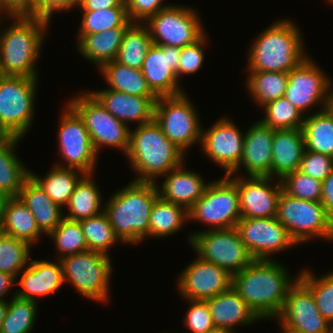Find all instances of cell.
I'll return each instance as SVG.
<instances>
[{"mask_svg":"<svg viewBox=\"0 0 333 333\" xmlns=\"http://www.w3.org/2000/svg\"><path fill=\"white\" fill-rule=\"evenodd\" d=\"M299 275L291 277L289 270L279 261L254 260L233 275L232 287L260 320H275Z\"/></svg>","mask_w":333,"mask_h":333,"instance_id":"obj_1","label":"cell"},{"mask_svg":"<svg viewBox=\"0 0 333 333\" xmlns=\"http://www.w3.org/2000/svg\"><path fill=\"white\" fill-rule=\"evenodd\" d=\"M6 19L14 22L0 30L4 76L38 78L37 63L50 22L30 15L0 16V25Z\"/></svg>","mask_w":333,"mask_h":333,"instance_id":"obj_2","label":"cell"},{"mask_svg":"<svg viewBox=\"0 0 333 333\" xmlns=\"http://www.w3.org/2000/svg\"><path fill=\"white\" fill-rule=\"evenodd\" d=\"M135 127L130 129L125 154L136 173L133 181L156 183L186 161V154L164 135L155 120Z\"/></svg>","mask_w":333,"mask_h":333,"instance_id":"obj_3","label":"cell"},{"mask_svg":"<svg viewBox=\"0 0 333 333\" xmlns=\"http://www.w3.org/2000/svg\"><path fill=\"white\" fill-rule=\"evenodd\" d=\"M159 197L155 183L130 181L104 204L115 235L124 244H139L149 238L150 212Z\"/></svg>","mask_w":333,"mask_h":333,"instance_id":"obj_4","label":"cell"},{"mask_svg":"<svg viewBox=\"0 0 333 333\" xmlns=\"http://www.w3.org/2000/svg\"><path fill=\"white\" fill-rule=\"evenodd\" d=\"M280 19L253 39L245 71L289 72L307 57L300 28Z\"/></svg>","mask_w":333,"mask_h":333,"instance_id":"obj_5","label":"cell"},{"mask_svg":"<svg viewBox=\"0 0 333 333\" xmlns=\"http://www.w3.org/2000/svg\"><path fill=\"white\" fill-rule=\"evenodd\" d=\"M60 262L64 283H70L87 299L109 302L113 270L110 256L88 250L66 256Z\"/></svg>","mask_w":333,"mask_h":333,"instance_id":"obj_6","label":"cell"},{"mask_svg":"<svg viewBox=\"0 0 333 333\" xmlns=\"http://www.w3.org/2000/svg\"><path fill=\"white\" fill-rule=\"evenodd\" d=\"M276 218L297 245L315 237L333 241V221L327 216L322 202L301 200L282 190Z\"/></svg>","mask_w":333,"mask_h":333,"instance_id":"obj_7","label":"cell"},{"mask_svg":"<svg viewBox=\"0 0 333 333\" xmlns=\"http://www.w3.org/2000/svg\"><path fill=\"white\" fill-rule=\"evenodd\" d=\"M38 78L3 76L0 79V125L11 137L24 138L35 116Z\"/></svg>","mask_w":333,"mask_h":333,"instance_id":"obj_8","label":"cell"},{"mask_svg":"<svg viewBox=\"0 0 333 333\" xmlns=\"http://www.w3.org/2000/svg\"><path fill=\"white\" fill-rule=\"evenodd\" d=\"M188 236L191 249L205 261L229 271H242L254 261L236 227L193 231Z\"/></svg>","mask_w":333,"mask_h":333,"instance_id":"obj_9","label":"cell"},{"mask_svg":"<svg viewBox=\"0 0 333 333\" xmlns=\"http://www.w3.org/2000/svg\"><path fill=\"white\" fill-rule=\"evenodd\" d=\"M67 103L82 118L97 155L104 146L119 149L123 155L126 154L130 126L109 113L89 91L80 92Z\"/></svg>","mask_w":333,"mask_h":333,"instance_id":"obj_10","label":"cell"},{"mask_svg":"<svg viewBox=\"0 0 333 333\" xmlns=\"http://www.w3.org/2000/svg\"><path fill=\"white\" fill-rule=\"evenodd\" d=\"M154 120L164 135L185 154L201 142L202 124L191 99L182 93L176 96L158 97L155 102Z\"/></svg>","mask_w":333,"mask_h":333,"instance_id":"obj_11","label":"cell"},{"mask_svg":"<svg viewBox=\"0 0 333 333\" xmlns=\"http://www.w3.org/2000/svg\"><path fill=\"white\" fill-rule=\"evenodd\" d=\"M188 222H202L211 229L236 227L242 218L236 183L224 177L210 181L203 196L188 210Z\"/></svg>","mask_w":333,"mask_h":333,"instance_id":"obj_12","label":"cell"},{"mask_svg":"<svg viewBox=\"0 0 333 333\" xmlns=\"http://www.w3.org/2000/svg\"><path fill=\"white\" fill-rule=\"evenodd\" d=\"M199 15L191 6L174 3L149 17L144 24L154 45L183 48L206 32Z\"/></svg>","mask_w":333,"mask_h":333,"instance_id":"obj_13","label":"cell"},{"mask_svg":"<svg viewBox=\"0 0 333 333\" xmlns=\"http://www.w3.org/2000/svg\"><path fill=\"white\" fill-rule=\"evenodd\" d=\"M58 128V153L63 162L54 165L94 174L98 155L95 152L86 126L79 114L67 103ZM65 162V164H64Z\"/></svg>","mask_w":333,"mask_h":333,"instance_id":"obj_14","label":"cell"},{"mask_svg":"<svg viewBox=\"0 0 333 333\" xmlns=\"http://www.w3.org/2000/svg\"><path fill=\"white\" fill-rule=\"evenodd\" d=\"M330 81V76L311 57H307L288 72L284 97L304 116L315 105H319L318 110L323 111L327 105Z\"/></svg>","mask_w":333,"mask_h":333,"instance_id":"obj_15","label":"cell"},{"mask_svg":"<svg viewBox=\"0 0 333 333\" xmlns=\"http://www.w3.org/2000/svg\"><path fill=\"white\" fill-rule=\"evenodd\" d=\"M236 229L254 260L272 261L273 254L297 245L276 217L241 218Z\"/></svg>","mask_w":333,"mask_h":333,"instance_id":"obj_16","label":"cell"},{"mask_svg":"<svg viewBox=\"0 0 333 333\" xmlns=\"http://www.w3.org/2000/svg\"><path fill=\"white\" fill-rule=\"evenodd\" d=\"M276 321L281 329L300 333H333V325L321 315L311 290L300 279L289 289Z\"/></svg>","mask_w":333,"mask_h":333,"instance_id":"obj_17","label":"cell"},{"mask_svg":"<svg viewBox=\"0 0 333 333\" xmlns=\"http://www.w3.org/2000/svg\"><path fill=\"white\" fill-rule=\"evenodd\" d=\"M245 133L229 117L220 118L208 129L202 127L200 147L211 161L231 174L240 164Z\"/></svg>","mask_w":333,"mask_h":333,"instance_id":"obj_18","label":"cell"},{"mask_svg":"<svg viewBox=\"0 0 333 333\" xmlns=\"http://www.w3.org/2000/svg\"><path fill=\"white\" fill-rule=\"evenodd\" d=\"M228 176L237 185L242 218L276 217L282 191L280 179L270 176H243V174Z\"/></svg>","mask_w":333,"mask_h":333,"instance_id":"obj_19","label":"cell"},{"mask_svg":"<svg viewBox=\"0 0 333 333\" xmlns=\"http://www.w3.org/2000/svg\"><path fill=\"white\" fill-rule=\"evenodd\" d=\"M196 256L177 276V289L185 300H207L232 288L229 271Z\"/></svg>","mask_w":333,"mask_h":333,"instance_id":"obj_20","label":"cell"},{"mask_svg":"<svg viewBox=\"0 0 333 333\" xmlns=\"http://www.w3.org/2000/svg\"><path fill=\"white\" fill-rule=\"evenodd\" d=\"M181 48L152 45L145 56L141 72L151 91L157 97L176 96L184 93L178 80Z\"/></svg>","mask_w":333,"mask_h":333,"instance_id":"obj_21","label":"cell"},{"mask_svg":"<svg viewBox=\"0 0 333 333\" xmlns=\"http://www.w3.org/2000/svg\"><path fill=\"white\" fill-rule=\"evenodd\" d=\"M244 136L243 155L239 166L229 175L246 171L245 176H270L272 161V141L274 129L260 120L247 128Z\"/></svg>","mask_w":333,"mask_h":333,"instance_id":"obj_22","label":"cell"},{"mask_svg":"<svg viewBox=\"0 0 333 333\" xmlns=\"http://www.w3.org/2000/svg\"><path fill=\"white\" fill-rule=\"evenodd\" d=\"M18 277L20 279L16 284L21 289L16 291V296L34 302L38 301V297L54 294L65 284L60 260L31 259Z\"/></svg>","mask_w":333,"mask_h":333,"instance_id":"obj_23","label":"cell"},{"mask_svg":"<svg viewBox=\"0 0 333 333\" xmlns=\"http://www.w3.org/2000/svg\"><path fill=\"white\" fill-rule=\"evenodd\" d=\"M103 107L121 122L137 126L154 120L155 102L158 97H140L111 89L89 91Z\"/></svg>","mask_w":333,"mask_h":333,"instance_id":"obj_24","label":"cell"},{"mask_svg":"<svg viewBox=\"0 0 333 333\" xmlns=\"http://www.w3.org/2000/svg\"><path fill=\"white\" fill-rule=\"evenodd\" d=\"M185 162L168 172L164 181L155 183L159 197L189 210L204 194L209 183L197 172L185 168Z\"/></svg>","mask_w":333,"mask_h":333,"instance_id":"obj_25","label":"cell"},{"mask_svg":"<svg viewBox=\"0 0 333 333\" xmlns=\"http://www.w3.org/2000/svg\"><path fill=\"white\" fill-rule=\"evenodd\" d=\"M206 301L215 328L235 333L237 325L250 326L260 320L233 287Z\"/></svg>","mask_w":333,"mask_h":333,"instance_id":"obj_26","label":"cell"},{"mask_svg":"<svg viewBox=\"0 0 333 333\" xmlns=\"http://www.w3.org/2000/svg\"><path fill=\"white\" fill-rule=\"evenodd\" d=\"M304 152L302 128L274 130L271 177L281 179L286 174L299 170Z\"/></svg>","mask_w":333,"mask_h":333,"instance_id":"obj_27","label":"cell"},{"mask_svg":"<svg viewBox=\"0 0 333 333\" xmlns=\"http://www.w3.org/2000/svg\"><path fill=\"white\" fill-rule=\"evenodd\" d=\"M128 20L122 27L77 36V50L80 55L100 69L114 61L121 46L126 29L132 24Z\"/></svg>","mask_w":333,"mask_h":333,"instance_id":"obj_28","label":"cell"},{"mask_svg":"<svg viewBox=\"0 0 333 333\" xmlns=\"http://www.w3.org/2000/svg\"><path fill=\"white\" fill-rule=\"evenodd\" d=\"M33 214L40 231L49 235L64 219V211L55 204L40 185L29 176L18 196Z\"/></svg>","mask_w":333,"mask_h":333,"instance_id":"obj_29","label":"cell"},{"mask_svg":"<svg viewBox=\"0 0 333 333\" xmlns=\"http://www.w3.org/2000/svg\"><path fill=\"white\" fill-rule=\"evenodd\" d=\"M0 231L25 241L32 247L43 234L33 214L19 197L6 198L0 218Z\"/></svg>","mask_w":333,"mask_h":333,"instance_id":"obj_30","label":"cell"},{"mask_svg":"<svg viewBox=\"0 0 333 333\" xmlns=\"http://www.w3.org/2000/svg\"><path fill=\"white\" fill-rule=\"evenodd\" d=\"M22 139L11 137L0 144V193L7 198L18 197L24 181L30 176V169L15 150Z\"/></svg>","mask_w":333,"mask_h":333,"instance_id":"obj_31","label":"cell"},{"mask_svg":"<svg viewBox=\"0 0 333 333\" xmlns=\"http://www.w3.org/2000/svg\"><path fill=\"white\" fill-rule=\"evenodd\" d=\"M92 176L93 174H85L76 184L65 207L67 208V214L64 213L65 219L79 222L104 211L102 193Z\"/></svg>","mask_w":333,"mask_h":333,"instance_id":"obj_32","label":"cell"},{"mask_svg":"<svg viewBox=\"0 0 333 333\" xmlns=\"http://www.w3.org/2000/svg\"><path fill=\"white\" fill-rule=\"evenodd\" d=\"M99 71L108 84V89L133 96L157 97L149 88L147 80L139 69L111 61L104 64Z\"/></svg>","mask_w":333,"mask_h":333,"instance_id":"obj_33","label":"cell"},{"mask_svg":"<svg viewBox=\"0 0 333 333\" xmlns=\"http://www.w3.org/2000/svg\"><path fill=\"white\" fill-rule=\"evenodd\" d=\"M45 177H39L30 169V176L40 185L50 199L62 209L66 207L76 184L85 175L73 168L52 165Z\"/></svg>","mask_w":333,"mask_h":333,"instance_id":"obj_34","label":"cell"},{"mask_svg":"<svg viewBox=\"0 0 333 333\" xmlns=\"http://www.w3.org/2000/svg\"><path fill=\"white\" fill-rule=\"evenodd\" d=\"M302 132L305 150L333 158V116L327 109L304 116Z\"/></svg>","mask_w":333,"mask_h":333,"instance_id":"obj_35","label":"cell"},{"mask_svg":"<svg viewBox=\"0 0 333 333\" xmlns=\"http://www.w3.org/2000/svg\"><path fill=\"white\" fill-rule=\"evenodd\" d=\"M189 221L188 210L158 197L151 209L149 238H164L177 233Z\"/></svg>","mask_w":333,"mask_h":333,"instance_id":"obj_36","label":"cell"},{"mask_svg":"<svg viewBox=\"0 0 333 333\" xmlns=\"http://www.w3.org/2000/svg\"><path fill=\"white\" fill-rule=\"evenodd\" d=\"M246 89L258 107L284 97L288 72L247 71Z\"/></svg>","mask_w":333,"mask_h":333,"instance_id":"obj_37","label":"cell"},{"mask_svg":"<svg viewBox=\"0 0 333 333\" xmlns=\"http://www.w3.org/2000/svg\"><path fill=\"white\" fill-rule=\"evenodd\" d=\"M152 45L147 26L144 23L133 22L126 29L114 61L141 70L147 51Z\"/></svg>","mask_w":333,"mask_h":333,"instance_id":"obj_38","label":"cell"},{"mask_svg":"<svg viewBox=\"0 0 333 333\" xmlns=\"http://www.w3.org/2000/svg\"><path fill=\"white\" fill-rule=\"evenodd\" d=\"M0 333H31L38 316V302L11 295Z\"/></svg>","mask_w":333,"mask_h":333,"instance_id":"obj_39","label":"cell"},{"mask_svg":"<svg viewBox=\"0 0 333 333\" xmlns=\"http://www.w3.org/2000/svg\"><path fill=\"white\" fill-rule=\"evenodd\" d=\"M89 251L99 252L109 256V249L117 243H122L115 235L109 218L103 211L99 215L79 221Z\"/></svg>","mask_w":333,"mask_h":333,"instance_id":"obj_40","label":"cell"},{"mask_svg":"<svg viewBox=\"0 0 333 333\" xmlns=\"http://www.w3.org/2000/svg\"><path fill=\"white\" fill-rule=\"evenodd\" d=\"M48 237L55 244L57 260L88 251L87 242L78 221L64 218Z\"/></svg>","mask_w":333,"mask_h":333,"instance_id":"obj_41","label":"cell"},{"mask_svg":"<svg viewBox=\"0 0 333 333\" xmlns=\"http://www.w3.org/2000/svg\"><path fill=\"white\" fill-rule=\"evenodd\" d=\"M32 246L0 231V271L16 278L28 266Z\"/></svg>","mask_w":333,"mask_h":333,"instance_id":"obj_42","label":"cell"},{"mask_svg":"<svg viewBox=\"0 0 333 333\" xmlns=\"http://www.w3.org/2000/svg\"><path fill=\"white\" fill-rule=\"evenodd\" d=\"M313 272L303 269L299 279L311 290L321 315L333 325V271L320 277Z\"/></svg>","mask_w":333,"mask_h":333,"instance_id":"obj_43","label":"cell"},{"mask_svg":"<svg viewBox=\"0 0 333 333\" xmlns=\"http://www.w3.org/2000/svg\"><path fill=\"white\" fill-rule=\"evenodd\" d=\"M264 108V109H263ZM260 121L274 130L302 128L304 115L285 97H280L262 107Z\"/></svg>","mask_w":333,"mask_h":333,"instance_id":"obj_44","label":"cell"},{"mask_svg":"<svg viewBox=\"0 0 333 333\" xmlns=\"http://www.w3.org/2000/svg\"><path fill=\"white\" fill-rule=\"evenodd\" d=\"M80 12L83 16L77 35L93 34L122 27L129 20L126 7Z\"/></svg>","mask_w":333,"mask_h":333,"instance_id":"obj_45","label":"cell"},{"mask_svg":"<svg viewBox=\"0 0 333 333\" xmlns=\"http://www.w3.org/2000/svg\"><path fill=\"white\" fill-rule=\"evenodd\" d=\"M282 190L295 198L321 202L322 182L299 170L290 172L281 179Z\"/></svg>","mask_w":333,"mask_h":333,"instance_id":"obj_46","label":"cell"},{"mask_svg":"<svg viewBox=\"0 0 333 333\" xmlns=\"http://www.w3.org/2000/svg\"><path fill=\"white\" fill-rule=\"evenodd\" d=\"M208 36L206 32L194 43L186 45L181 48L179 64H178V80L180 82L181 76L184 74H194L198 72L205 60L204 45Z\"/></svg>","mask_w":333,"mask_h":333,"instance_id":"obj_47","label":"cell"},{"mask_svg":"<svg viewBox=\"0 0 333 333\" xmlns=\"http://www.w3.org/2000/svg\"><path fill=\"white\" fill-rule=\"evenodd\" d=\"M189 308L186 310L183 322L190 333H206L215 329L206 300H187Z\"/></svg>","mask_w":333,"mask_h":333,"instance_id":"obj_48","label":"cell"},{"mask_svg":"<svg viewBox=\"0 0 333 333\" xmlns=\"http://www.w3.org/2000/svg\"><path fill=\"white\" fill-rule=\"evenodd\" d=\"M299 171L323 182L333 171V158L328 155L305 150Z\"/></svg>","mask_w":333,"mask_h":333,"instance_id":"obj_49","label":"cell"},{"mask_svg":"<svg viewBox=\"0 0 333 333\" xmlns=\"http://www.w3.org/2000/svg\"><path fill=\"white\" fill-rule=\"evenodd\" d=\"M125 2L128 19L140 23H144L149 17L170 5V3L165 5L164 0H125Z\"/></svg>","mask_w":333,"mask_h":333,"instance_id":"obj_50","label":"cell"},{"mask_svg":"<svg viewBox=\"0 0 333 333\" xmlns=\"http://www.w3.org/2000/svg\"><path fill=\"white\" fill-rule=\"evenodd\" d=\"M79 0H40L33 8V17L44 19L51 23L52 15L56 12L69 11L77 8Z\"/></svg>","mask_w":333,"mask_h":333,"instance_id":"obj_51","label":"cell"},{"mask_svg":"<svg viewBox=\"0 0 333 333\" xmlns=\"http://www.w3.org/2000/svg\"><path fill=\"white\" fill-rule=\"evenodd\" d=\"M28 15V0H0V16Z\"/></svg>","mask_w":333,"mask_h":333,"instance_id":"obj_52","label":"cell"},{"mask_svg":"<svg viewBox=\"0 0 333 333\" xmlns=\"http://www.w3.org/2000/svg\"><path fill=\"white\" fill-rule=\"evenodd\" d=\"M113 7H126L125 0H79L81 11H96Z\"/></svg>","mask_w":333,"mask_h":333,"instance_id":"obj_53","label":"cell"},{"mask_svg":"<svg viewBox=\"0 0 333 333\" xmlns=\"http://www.w3.org/2000/svg\"><path fill=\"white\" fill-rule=\"evenodd\" d=\"M321 202L327 216L333 221V171L322 182Z\"/></svg>","mask_w":333,"mask_h":333,"instance_id":"obj_54","label":"cell"},{"mask_svg":"<svg viewBox=\"0 0 333 333\" xmlns=\"http://www.w3.org/2000/svg\"><path fill=\"white\" fill-rule=\"evenodd\" d=\"M17 280L12 274L0 271V300H7L5 295L8 296L9 291L12 290L11 288L17 285Z\"/></svg>","mask_w":333,"mask_h":333,"instance_id":"obj_55","label":"cell"},{"mask_svg":"<svg viewBox=\"0 0 333 333\" xmlns=\"http://www.w3.org/2000/svg\"><path fill=\"white\" fill-rule=\"evenodd\" d=\"M333 85L332 80L330 81L329 87H328V96H327V105L326 109L331 113L333 116Z\"/></svg>","mask_w":333,"mask_h":333,"instance_id":"obj_56","label":"cell"},{"mask_svg":"<svg viewBox=\"0 0 333 333\" xmlns=\"http://www.w3.org/2000/svg\"><path fill=\"white\" fill-rule=\"evenodd\" d=\"M8 309V300H0V328Z\"/></svg>","mask_w":333,"mask_h":333,"instance_id":"obj_57","label":"cell"},{"mask_svg":"<svg viewBox=\"0 0 333 333\" xmlns=\"http://www.w3.org/2000/svg\"><path fill=\"white\" fill-rule=\"evenodd\" d=\"M11 136L5 131V129L0 125V144L9 140Z\"/></svg>","mask_w":333,"mask_h":333,"instance_id":"obj_58","label":"cell"},{"mask_svg":"<svg viewBox=\"0 0 333 333\" xmlns=\"http://www.w3.org/2000/svg\"><path fill=\"white\" fill-rule=\"evenodd\" d=\"M40 0H28V15L33 16V8Z\"/></svg>","mask_w":333,"mask_h":333,"instance_id":"obj_59","label":"cell"},{"mask_svg":"<svg viewBox=\"0 0 333 333\" xmlns=\"http://www.w3.org/2000/svg\"><path fill=\"white\" fill-rule=\"evenodd\" d=\"M7 197H5L2 193H0V218L2 215L3 205Z\"/></svg>","mask_w":333,"mask_h":333,"instance_id":"obj_60","label":"cell"},{"mask_svg":"<svg viewBox=\"0 0 333 333\" xmlns=\"http://www.w3.org/2000/svg\"><path fill=\"white\" fill-rule=\"evenodd\" d=\"M206 333H232V332H229L227 330H224V329H219V328H215L211 331H208Z\"/></svg>","mask_w":333,"mask_h":333,"instance_id":"obj_61","label":"cell"},{"mask_svg":"<svg viewBox=\"0 0 333 333\" xmlns=\"http://www.w3.org/2000/svg\"><path fill=\"white\" fill-rule=\"evenodd\" d=\"M283 333H300L297 331L289 330V329H282Z\"/></svg>","mask_w":333,"mask_h":333,"instance_id":"obj_62","label":"cell"},{"mask_svg":"<svg viewBox=\"0 0 333 333\" xmlns=\"http://www.w3.org/2000/svg\"><path fill=\"white\" fill-rule=\"evenodd\" d=\"M4 76L2 68H1V64H0V79Z\"/></svg>","mask_w":333,"mask_h":333,"instance_id":"obj_63","label":"cell"},{"mask_svg":"<svg viewBox=\"0 0 333 333\" xmlns=\"http://www.w3.org/2000/svg\"><path fill=\"white\" fill-rule=\"evenodd\" d=\"M326 1H328L330 4H333V0H326Z\"/></svg>","mask_w":333,"mask_h":333,"instance_id":"obj_64","label":"cell"}]
</instances>
